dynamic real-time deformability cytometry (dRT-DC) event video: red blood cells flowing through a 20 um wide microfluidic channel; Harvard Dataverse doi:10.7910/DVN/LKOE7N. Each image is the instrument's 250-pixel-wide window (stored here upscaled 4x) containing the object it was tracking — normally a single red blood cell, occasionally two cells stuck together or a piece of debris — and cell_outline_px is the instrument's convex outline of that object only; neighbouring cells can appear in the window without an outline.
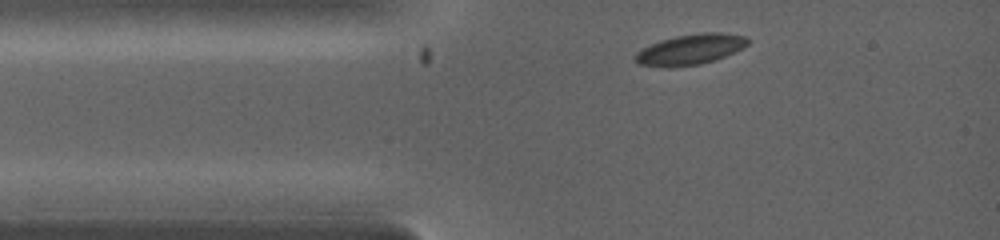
{"species": "common noctule bat (a hibernating species)", "species_latin": "Nyctalus noctula", "temperature_condition": "warm", "stored_images_in_passage": 2, "camera_frame_rate_fps": 5000, "um_per_image_px": 0.085, "animal": {"sex": "female", "body_mass_g": 19.0, "forearm_length_mm": 53.3}, "frame": {"image": 1, "passage_image": 1, "time_ms": 0.0, "image_size_px": [1000, 240], "cell_outline_px": [[748, 44], [744, 48], [724, 56], [700, 64], [636, 64], [632, 56], [636, 52], [660, 40], [676, 36], [704, 32], [720, 32], [744, 36], [748, 40]], "centroid_in_image_um": [58.72, 4.15], "position_along_channel_um": 26.3, "area_um2": 19.07}}